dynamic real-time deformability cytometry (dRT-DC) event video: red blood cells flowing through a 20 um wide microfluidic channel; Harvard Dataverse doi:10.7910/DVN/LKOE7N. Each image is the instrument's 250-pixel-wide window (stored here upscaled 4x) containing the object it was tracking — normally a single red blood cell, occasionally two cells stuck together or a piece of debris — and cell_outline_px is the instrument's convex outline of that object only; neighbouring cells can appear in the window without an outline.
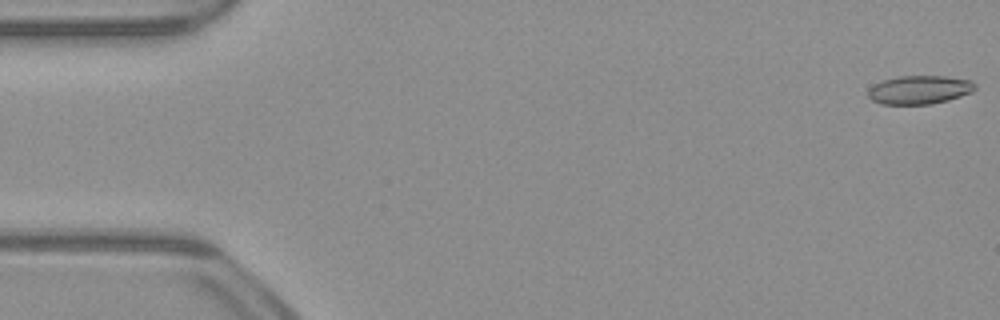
{"species": "common noctule bat (a hibernating species)", "species_latin": "Nyctalus noctula", "temperature_condition": "warm", "stored_images_in_passage": 12, "camera_frame_rate_fps": 3000, "um_per_image_px": 0.085, "animal": {"sex": "male", "body_mass_g": 23.1, "forearm_length_mm": 52.7}, "frame": {"image": 1, "passage_image": 1, "time_ms": 0.0, "image_size_px": [1000, 320], "cell_outline_px": [[976, 88], [972, 92], [948, 100], [928, 104], [880, 104], [872, 100], [868, 96], [868, 88], [884, 80], [900, 76], [944, 76], [972, 80], [976, 84]], "centroid_in_image_um": [78.17, 7.63], "position_along_channel_um": 6.8, "area_um2": 17.74}}